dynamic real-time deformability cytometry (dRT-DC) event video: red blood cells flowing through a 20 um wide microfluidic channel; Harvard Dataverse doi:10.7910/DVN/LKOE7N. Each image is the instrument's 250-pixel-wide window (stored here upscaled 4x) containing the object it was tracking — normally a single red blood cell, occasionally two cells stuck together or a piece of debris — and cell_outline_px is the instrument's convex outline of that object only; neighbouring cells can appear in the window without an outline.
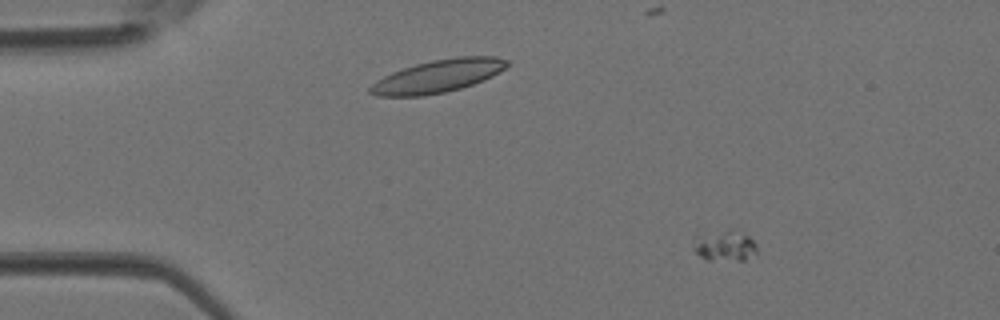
{"species": "Egyptian fruit bat (a non-hibernating species)", "species_latin": "Rousettus aegyptiacus", "temperature_condition": "room temperature", "stored_images_in_passage": 5, "camera_frame_rate_fps": 3000, "um_per_image_px": 0.085, "animal": {"sex": "female"}, "frame": {"image": 1, "passage_image": 2, "time_ms": 0.333, "image_size_px": [1000, 320], "cell_outline_px": [[756, 256], [744, 260], [704, 260], [692, 248], [700, 240], [728, 228], [732, 228], [748, 236], [756, 244]], "centroid_in_image_um": [61.74, 20.94], "position_along_channel_um": 23.3, "area_um2": 10.81}}
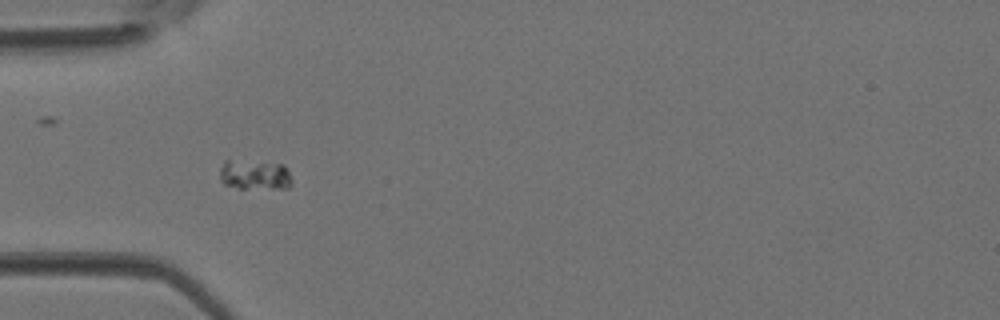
{"frame": {"image": 2, "passage_image": 4, "time_ms": 1.0, "image_size_px": [1000, 320], "cell_outline_px": [[292, 184], [288, 188], [240, 188], [224, 184], [220, 180], [220, 168], [224, 160], [228, 160], [284, 164], [292, 180]], "centroid_in_image_um": [21.65, 14.86], "position_along_channel_um": 63.4, "area_um2": 12.48}}
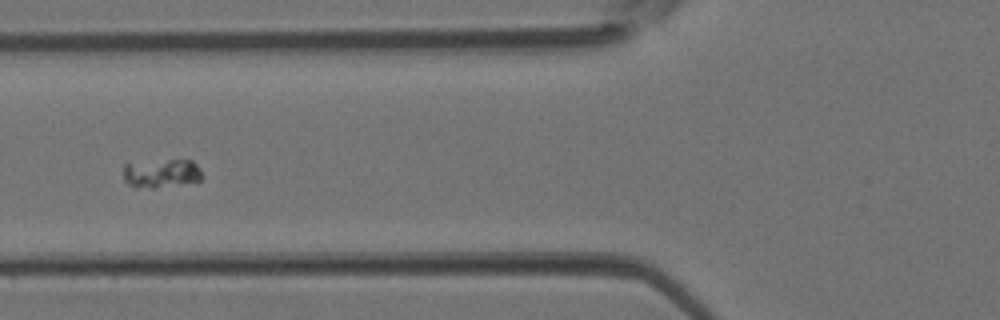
{"frame": {"image": 3, "passage_image": 5, "time_ms": 1.333, "image_size_px": [1000, 320], "cell_outline_px": [[204, 176], [196, 184], [156, 188], [136, 188], [128, 184], [124, 180], [124, 164], [128, 160], [192, 160], [200, 168]], "centroid_in_image_um": [13.72, 14.74], "position_along_channel_um": 112.1, "area_um2": 14.22}}